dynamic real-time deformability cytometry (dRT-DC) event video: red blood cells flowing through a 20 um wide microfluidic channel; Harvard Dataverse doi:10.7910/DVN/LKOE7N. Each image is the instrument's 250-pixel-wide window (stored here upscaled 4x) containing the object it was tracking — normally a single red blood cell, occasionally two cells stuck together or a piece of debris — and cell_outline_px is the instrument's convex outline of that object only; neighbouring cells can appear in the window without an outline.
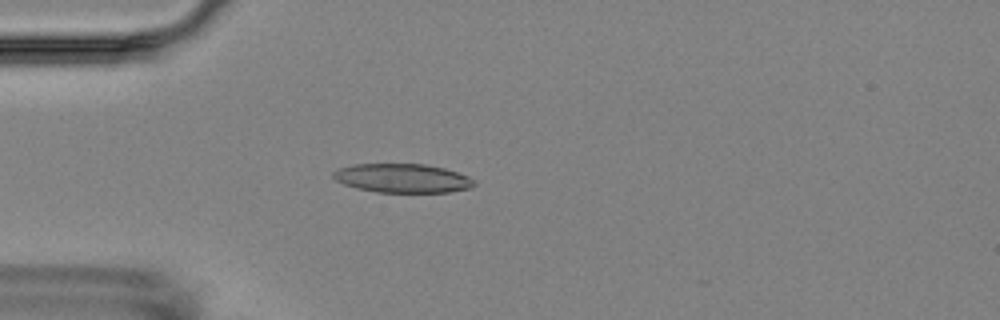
{"species": "Egyptian fruit bat (a non-hibernating species)", "species_latin": "Rousettus aegyptiacus", "temperature_condition": "room temperature", "stored_images_in_passage": 6, "camera_frame_rate_fps": 3000, "um_per_image_px": 0.085, "animal": {"sex": "female"}, "frame": {"image": 1, "passage_image": 5, "time_ms": 4.667, "image_size_px": [1000, 320], "cell_outline_px": [[476, 184], [472, 188], [448, 192], [376, 192], [356, 188], [344, 184], [336, 180], [332, 176], [332, 172], [340, 168], [352, 164], [424, 164], [444, 168], [468, 176]], "centroid_in_image_um": [34.19, 15.15], "position_along_channel_um": 50.8, "area_um2": 23.7}}